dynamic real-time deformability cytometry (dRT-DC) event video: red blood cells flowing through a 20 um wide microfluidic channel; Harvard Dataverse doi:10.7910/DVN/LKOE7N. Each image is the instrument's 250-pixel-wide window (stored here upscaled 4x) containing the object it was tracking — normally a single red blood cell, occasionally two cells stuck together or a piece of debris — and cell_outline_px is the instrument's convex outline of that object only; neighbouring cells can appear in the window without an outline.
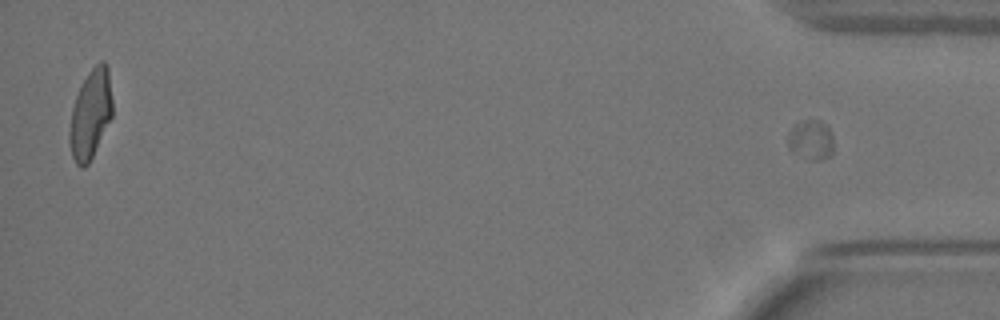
{"species": "Egyptian fruit bat (a non-hibernating species)", "species_latin": "Rousettus aegyptiacus", "temperature_condition": "warm", "stored_images_in_passage": 50, "segment_of_instrument_passage": [2, 2], "camera_frame_rate_fps": 3000, "um_per_image_px": 0.085, "animal": {"sex": "female"}, "frame": {"image": 1, "passage_image": 50, "time_ms": 16.333, "image_size_px": [1000, 320], "cell_outline_px": [[832, 152], [828, 156], [820, 160], [812, 160], [788, 148], [788, 132], [796, 124], [804, 120], [820, 120], [828, 128], [832, 136]], "centroid_in_image_um": [68.92, 11.87], "position_along_channel_um": 366.3, "area_um2": 10.23}}